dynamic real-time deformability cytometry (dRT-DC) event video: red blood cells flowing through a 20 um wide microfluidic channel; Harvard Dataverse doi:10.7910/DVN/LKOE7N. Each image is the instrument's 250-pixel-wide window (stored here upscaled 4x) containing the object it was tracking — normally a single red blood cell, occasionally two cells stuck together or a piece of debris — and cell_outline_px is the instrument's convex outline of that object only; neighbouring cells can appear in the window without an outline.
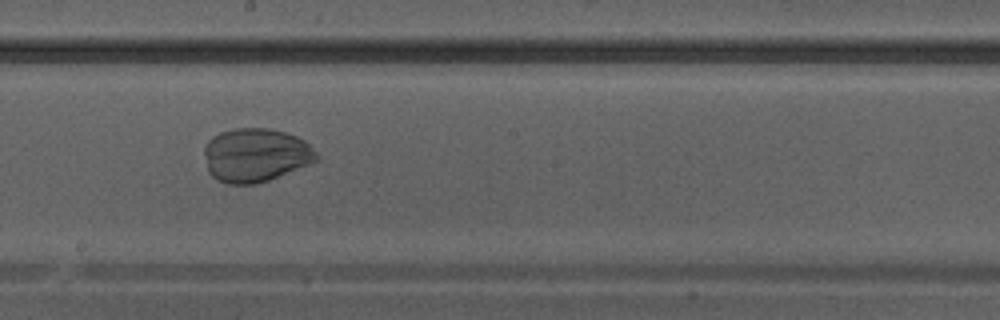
{"species": "Egyptian fruit bat (a non-hibernating species)", "species_latin": "Rousettus aegyptiacus", "temperature_condition": "warm", "stored_images_in_passage": 41, "camera_frame_rate_fps": 3000, "um_per_image_px": 0.085, "animal": {"sex": "male"}, "frame": {"image": 1, "passage_image": 24, "time_ms": 7.667, "image_size_px": [1000, 320], "cell_outline_px": [[320, 160], [268, 180], [256, 184], [228, 184], [216, 180], [208, 172], [204, 152], [204, 144], [212, 136], [220, 132], [236, 128], [268, 128], [284, 132], [296, 136], [304, 140], [320, 156]], "centroid_in_image_um": [21.71, 13.18], "position_along_channel_um": 226.5, "area_um2": 35.32}}